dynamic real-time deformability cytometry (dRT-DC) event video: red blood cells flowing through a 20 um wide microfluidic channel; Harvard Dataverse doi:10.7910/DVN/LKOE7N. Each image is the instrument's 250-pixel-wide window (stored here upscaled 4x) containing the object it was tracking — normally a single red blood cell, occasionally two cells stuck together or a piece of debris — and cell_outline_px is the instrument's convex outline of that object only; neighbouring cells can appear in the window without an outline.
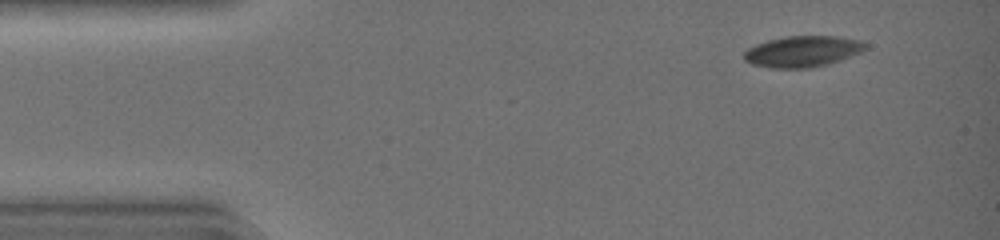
{"species": "common noctule bat (a hibernating species)", "species_latin": "Nyctalus noctula", "temperature_condition": "warm", "stored_images_in_passage": 40, "camera_frame_rate_fps": 3000, "um_per_image_px": 0.085, "animal": {"sex": "female", "body_mass_g": 19.0, "forearm_length_mm": 51.5}, "frame": {"image": 1, "passage_image": 1, "time_ms": 0.0, "image_size_px": [1000, 240], "cell_outline_px": [[868, 48], [860, 52], [840, 60], [828, 64], [812, 68], [768, 68], [752, 64], [744, 60], [744, 52], [748, 48], [756, 44], [768, 40], [784, 36], [840, 36], [864, 40], [868, 44]], "centroid_in_image_um": [68.25, 4.36], "position_along_channel_um": 16.7, "area_um2": 22.31}}
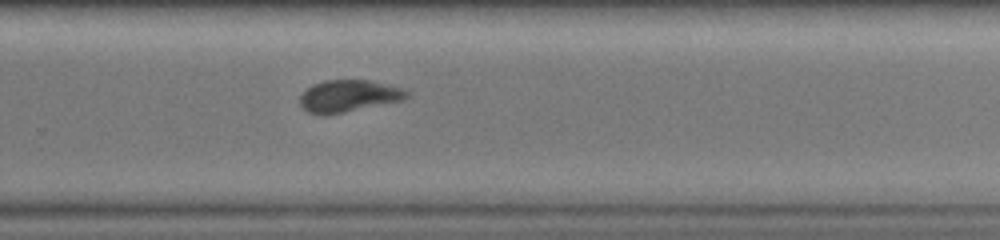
{"frame": {"image": 2, "passage_image": 26, "time_ms": 8.333, "image_size_px": [1000, 240], "cell_outline_px": [[408, 96], [404, 100], [328, 116], [320, 116], [308, 112], [300, 104], [300, 96], [312, 84], [324, 80], [368, 80], [408, 88]], "centroid_in_image_um": [29.66, 8.17], "position_along_channel_um": 300.1, "area_um2": 20.35}}
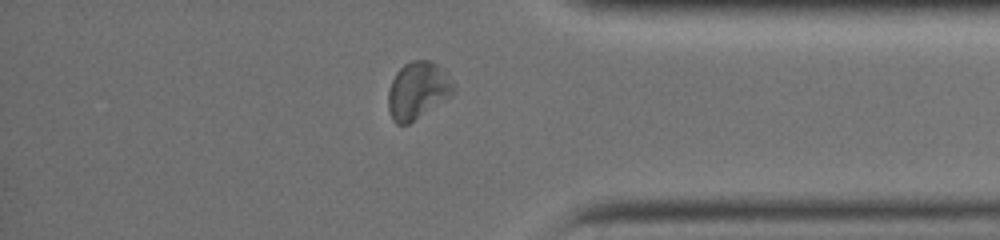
{"frame": {"image": 3, "passage_image": 33, "time_ms": 10.667, "image_size_px": [1000, 240], "cell_outline_px": [[456, 92], [408, 124], [396, 124], [392, 120], [388, 108], [388, 88], [396, 72], [404, 64], [412, 60], [432, 60], [452, 80], [456, 88]], "centroid_in_image_um": [35.49, 7.68], "position_along_channel_um": 399.7, "area_um2": 21.68}, "authors_computed_cell_mechanics": {"area_um2": 21.5594, "velocity_mm_per_s": 4.4788, "shape_relaxation_time_tau1_ms": 5.2219, "shape_relaxation_time_tau2_ms": 2.2963, "deformation_change_tau1": 0.1542, "deformation_change_tau2": 0.0783}}